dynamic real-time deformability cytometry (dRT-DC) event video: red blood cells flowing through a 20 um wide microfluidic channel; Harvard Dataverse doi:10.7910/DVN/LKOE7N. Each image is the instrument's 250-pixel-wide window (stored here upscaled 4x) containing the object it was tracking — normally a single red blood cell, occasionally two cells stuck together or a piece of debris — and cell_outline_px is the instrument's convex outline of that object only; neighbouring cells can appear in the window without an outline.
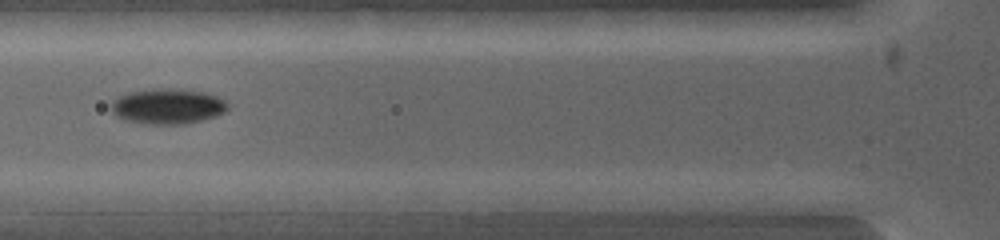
{"species": "common noctule bat (a hibernating species)", "species_latin": "Nyctalus noctula", "temperature_condition": "warm", "stored_images_in_passage": 4, "segment_of_instrument_passage": [1, 2], "camera_frame_rate_fps": 5000, "um_per_image_px": 0.085, "animal": {"sex": "female", "body_mass_g": 19.0, "forearm_length_mm": 53.3}, "frame": {"image": 1, "passage_image": 2, "time_ms": 0.6, "image_size_px": [1000, 240], "cell_outline_px": [[600, 200], [580, 208], [552, 212], [496, 212], [496, 200], [544, 192]], "centroid_in_image_um": [46.06, 17.27], "position_along_channel_um": 79.7, "area_um2": 10.46}}